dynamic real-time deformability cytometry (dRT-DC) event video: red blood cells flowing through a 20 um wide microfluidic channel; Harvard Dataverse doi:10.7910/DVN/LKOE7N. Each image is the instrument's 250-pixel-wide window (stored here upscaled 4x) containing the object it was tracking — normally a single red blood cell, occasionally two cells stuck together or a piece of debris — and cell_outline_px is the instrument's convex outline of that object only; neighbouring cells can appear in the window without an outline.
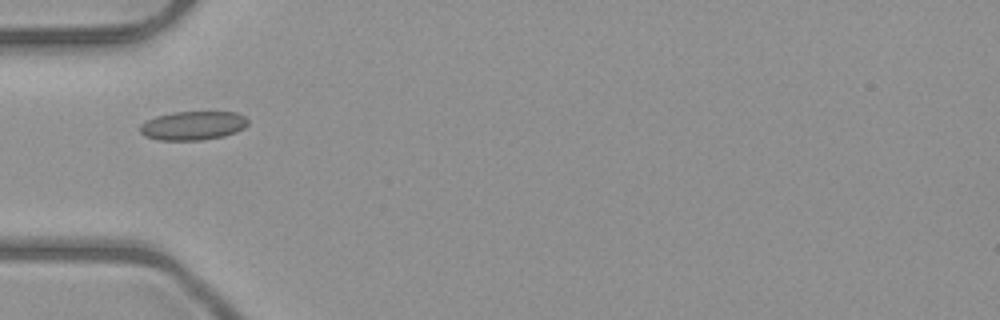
{"species": "common noctule bat (a hibernating species)", "species_latin": "Nyctalus noctula", "temperature_condition": "room temperature", "stored_images_in_passage": 44, "camera_frame_rate_fps": 3000, "um_per_image_px": 0.085, "animal": {"sex": "male", "body_mass_g": 23.1, "forearm_length_mm": 52.7}, "frame": {"image": 1, "passage_image": 10, "time_ms": 3.0, "image_size_px": [1000, 320], "cell_outline_px": [[248, 124], [244, 128], [236, 132], [224, 136], [200, 140], [160, 140], [144, 136], [140, 132], [140, 124], [156, 116], [172, 112], [236, 112], [244, 116], [248, 120]], "centroid_in_image_um": [16.4, 10.67], "position_along_channel_um": 68.6, "area_um2": 18.15}}
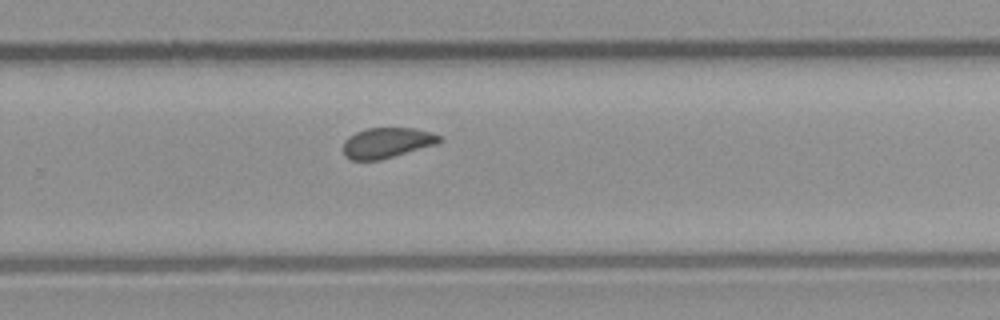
{"frame": {"image": 2, "passage_image": 27, "time_ms": 8.667, "image_size_px": [1000, 320], "cell_outline_px": [[444, 140], [436, 144], [380, 160], [352, 160], [344, 156], [344, 140], [348, 136], [356, 132], [368, 128], [416, 128], [432, 132], [440, 136]], "centroid_in_image_um": [32.89, 12.13], "position_along_channel_um": 296.9, "area_um2": 17.05}}
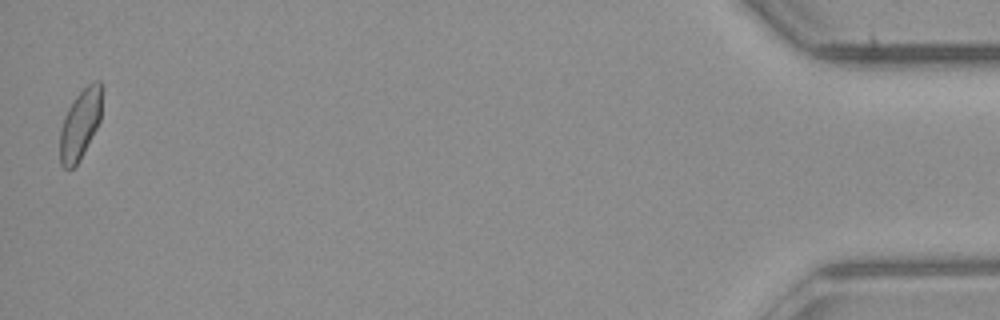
{"frame": {"image": 3, "passage_image": 44, "time_ms": 14.333, "image_size_px": [1000, 320], "cell_outline_px": [[104, 88], [100, 120], [80, 160], [72, 168], [64, 168], [60, 164], [60, 128], [64, 116], [68, 108], [76, 96], [92, 80], [100, 80], [104, 84]], "centroid_in_image_um": [6.85, 10.48], "position_along_channel_um": 428.4, "area_um2": 17.4}, "authors_computed_cell_mechanics": {"area_um2": 17.3978, "velocity_mm_per_s": 4.0162, "shape_relaxation_time_tau1_ms": null, "shape_relaxation_time_tau2_ms": 1.5825, "deformation_change_tau1": null, "deformation_change_tau2": 0.0556}}